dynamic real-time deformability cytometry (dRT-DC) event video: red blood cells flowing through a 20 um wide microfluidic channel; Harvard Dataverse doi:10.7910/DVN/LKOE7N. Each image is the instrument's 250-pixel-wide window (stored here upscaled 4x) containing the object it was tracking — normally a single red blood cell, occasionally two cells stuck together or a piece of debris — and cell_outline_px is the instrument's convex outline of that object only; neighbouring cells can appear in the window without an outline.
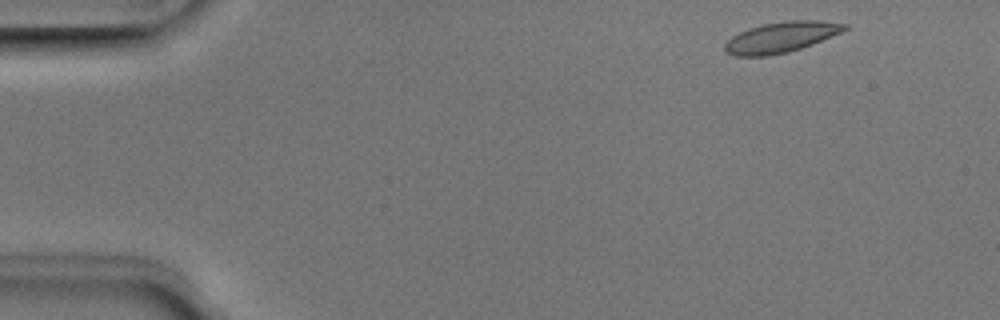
{"species": "Egyptian fruit bat (a non-hibernating species)", "species_latin": "Rousettus aegyptiacus", "temperature_condition": "room temperature", "stored_images_in_passage": 4, "camera_frame_rate_fps": 3000, "um_per_image_px": 0.085, "animal": {"sex": "male"}, "frame": {"image": 1, "passage_image": 1, "time_ms": 0.0, "image_size_px": [1000, 320], "cell_outline_px": [[848, 28], [840, 32], [812, 44], [788, 52], [768, 56], [736, 56], [728, 52], [724, 48], [724, 44], [732, 36], [748, 28], [764, 24], [788, 20], [820, 20], [848, 24]], "centroid_in_image_um": [66.39, 3.15], "position_along_channel_um": 18.6, "area_um2": 21.15}}